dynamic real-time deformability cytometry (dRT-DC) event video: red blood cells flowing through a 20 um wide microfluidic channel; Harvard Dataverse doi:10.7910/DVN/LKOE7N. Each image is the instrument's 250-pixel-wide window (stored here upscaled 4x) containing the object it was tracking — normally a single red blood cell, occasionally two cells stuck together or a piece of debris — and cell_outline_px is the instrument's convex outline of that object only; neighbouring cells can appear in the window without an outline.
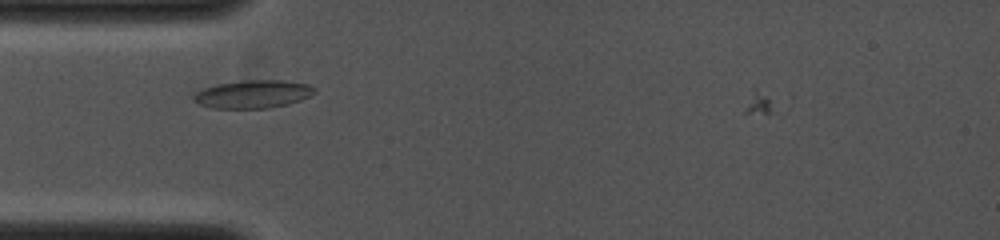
{"species": "common noctule bat (a hibernating species)", "species_latin": "Nyctalus noctula", "temperature_condition": "cold", "stored_images_in_passage": 12, "camera_frame_rate_fps": 4000, "um_per_image_px": 0.085, "animal": {"sex": "female", "body_mass_g": 19.0, "forearm_length_mm": 53.3}, "frame": {"image": 1, "passage_image": 7, "time_ms": 1.75, "image_size_px": [1000, 240], "cell_outline_px": [[316, 92], [300, 100], [288, 104], [268, 108], [212, 108], [200, 104], [192, 100], [192, 96], [196, 92], [204, 88], [216, 84], [244, 80], [284, 80], [308, 84], [316, 88]], "centroid_in_image_um": [21.5, 7.99], "position_along_channel_um": 63.5, "area_um2": 19.77}}
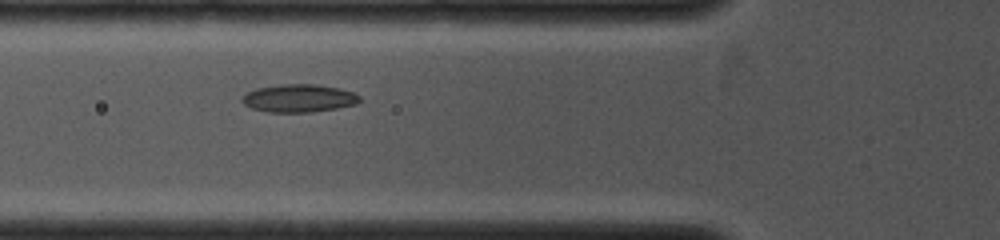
{"frame": {"image": 2, "passage_image": 9, "time_ms": 2.5, "image_size_px": [1000, 240], "cell_outline_px": [[360, 100], [356, 104], [336, 108], [312, 112], [268, 112], [252, 108], [244, 104], [240, 100], [248, 92], [256, 88], [280, 84], [316, 84], [340, 88], [352, 92], [360, 96]], "centroid_in_image_um": [25.4, 8.34], "position_along_channel_um": 100.4, "area_um2": 19.07}}
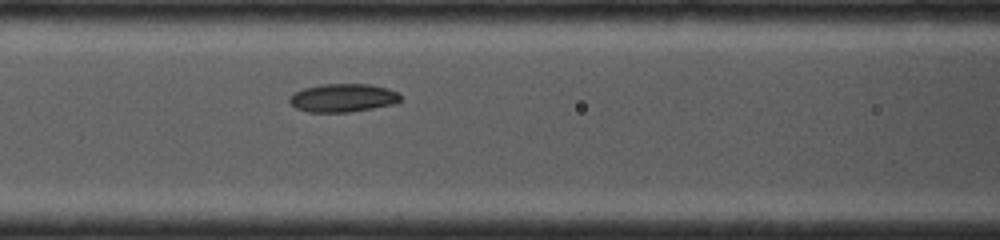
{"frame": {"image": 3, "passage_image": 12, "time_ms": 3.25, "image_size_px": [1000, 240], "cell_outline_px": [[400, 100], [392, 104], [372, 108], [348, 112], [308, 112], [296, 108], [288, 100], [296, 92], [304, 88], [324, 84], [368, 84], [388, 88], [396, 92], [400, 96]], "centroid_in_image_um": [29.14, 8.32], "position_along_channel_um": 137.5, "area_um2": 17.98}}